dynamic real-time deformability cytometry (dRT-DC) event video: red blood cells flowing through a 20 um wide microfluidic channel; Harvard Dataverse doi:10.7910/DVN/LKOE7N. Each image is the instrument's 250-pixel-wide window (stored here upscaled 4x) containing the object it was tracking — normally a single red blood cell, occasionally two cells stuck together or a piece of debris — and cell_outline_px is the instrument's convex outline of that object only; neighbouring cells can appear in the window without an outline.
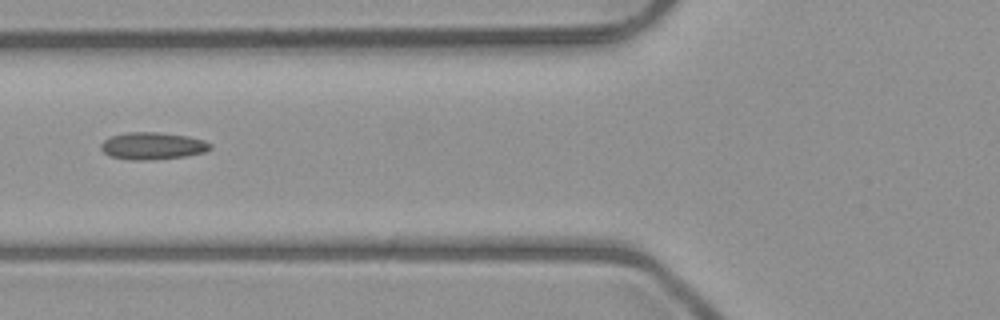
{"species": "common noctule bat (a hibernating species)", "species_latin": "Nyctalus noctula", "temperature_condition": "room temperature", "stored_images_in_passage": 3, "camera_frame_rate_fps": 3000, "um_per_image_px": 0.085, "animal": {"sex": "male", "body_mass_g": 23.1, "forearm_length_mm": 52.7}, "frame": {"image": 1, "passage_image": 2, "time_ms": 1.0, "image_size_px": [1000, 320], "cell_outline_px": [[212, 148], [204, 152], [184, 156], [148, 160], [132, 160], [108, 156], [100, 148], [100, 144], [104, 140], [112, 136], [128, 132], [160, 132], [188, 136], [204, 140], [212, 144]], "centroid_in_image_um": [12.96, 12.4], "position_along_channel_um": 112.8, "area_um2": 17.34}}
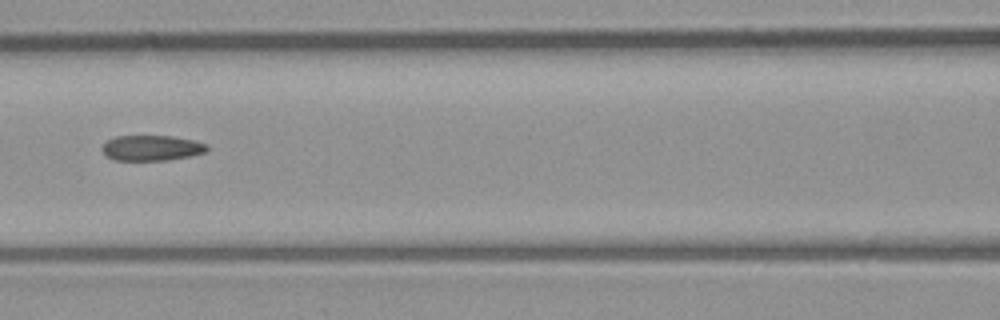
{"frame": {"image": 2, "passage_image": 3, "time_ms": 2.0, "image_size_px": [1000, 320], "cell_outline_px": [[208, 148], [204, 152], [188, 156], [168, 160], [112, 160], [100, 148], [108, 140], [116, 136], [172, 136], [192, 140], [208, 144]], "centroid_in_image_um": [12.87, 12.57], "position_along_channel_um": 153.7, "area_um2": 15.37}}